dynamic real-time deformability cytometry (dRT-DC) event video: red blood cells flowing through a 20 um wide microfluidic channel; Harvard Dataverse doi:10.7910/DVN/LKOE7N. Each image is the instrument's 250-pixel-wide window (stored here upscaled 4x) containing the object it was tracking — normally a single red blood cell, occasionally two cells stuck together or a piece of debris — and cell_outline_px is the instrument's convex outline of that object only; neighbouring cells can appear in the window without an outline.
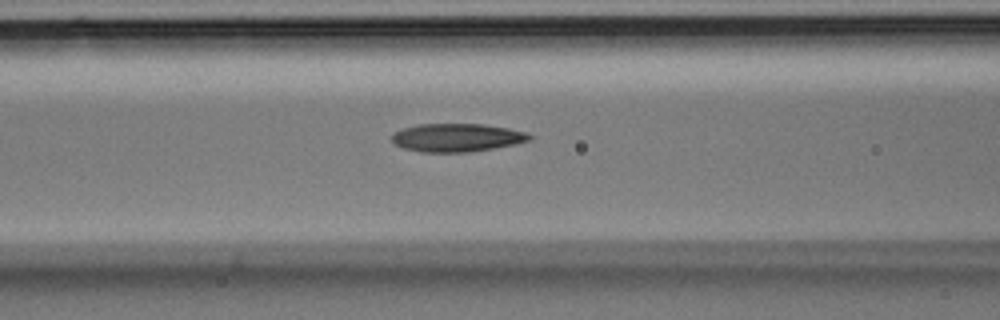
{"species": "Egyptian fruit bat (a non-hibernating species)", "species_latin": "Rousettus aegyptiacus", "temperature_condition": "room temperature", "stored_images_in_passage": 4, "camera_frame_rate_fps": 3000, "um_per_image_px": 0.085, "animal": {"sex": "male"}, "frame": {"image": 1, "passage_image": 4, "time_ms": 1.0, "image_size_px": [1000, 320], "cell_outline_px": [[532, 140], [516, 144], [472, 152], [420, 152], [404, 148], [396, 144], [392, 140], [392, 132], [416, 124], [480, 124], [508, 128], [528, 132], [532, 136]], "centroid_in_image_um": [38.86, 11.7], "position_along_channel_um": 127.7, "area_um2": 22.77}}